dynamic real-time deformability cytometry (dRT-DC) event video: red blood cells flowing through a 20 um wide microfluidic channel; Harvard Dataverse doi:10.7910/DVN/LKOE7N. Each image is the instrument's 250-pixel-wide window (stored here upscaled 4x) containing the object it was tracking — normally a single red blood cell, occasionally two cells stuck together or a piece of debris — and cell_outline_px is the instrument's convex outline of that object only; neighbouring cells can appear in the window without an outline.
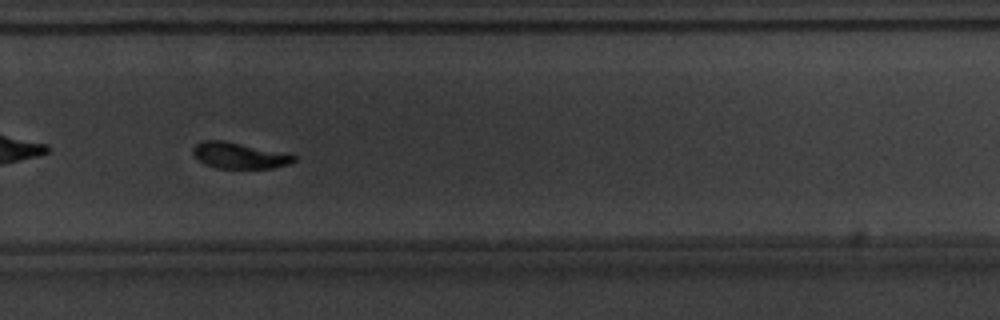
{"species": "common noctule bat (a hibernating species)", "species_latin": "Nyctalus noctula", "temperature_condition": "warm", "stored_images_in_passage": 41, "camera_frame_rate_fps": 3000, "um_per_image_px": 0.085, "animal": {"sex": "male", "body_mass_g": 20.1, "forearm_length_mm": 53.5}, "frame": {"image": 1, "passage_image": 24, "time_ms": 7.667, "image_size_px": [1000, 320], "cell_outline_px": [[296, 160], [288, 164], [272, 168], [216, 168], [204, 164], [192, 152], [192, 148], [200, 140], [220, 140], [288, 152], [296, 156]], "centroid_in_image_um": [20.36, 13.21], "position_along_channel_um": 309.4, "area_um2": 15.43}, "authors_computed_cell_mechanics": {"area_um2": 16.2996, "velocity_mm_per_s": 3.7874, "shape_relaxation_time_tau1_ms": 2.2261, "shape_relaxation_time_tau2_ms": 1.7905, "deformation_change_tau1": 0.143, "deformation_change_tau2": 0.0741}}